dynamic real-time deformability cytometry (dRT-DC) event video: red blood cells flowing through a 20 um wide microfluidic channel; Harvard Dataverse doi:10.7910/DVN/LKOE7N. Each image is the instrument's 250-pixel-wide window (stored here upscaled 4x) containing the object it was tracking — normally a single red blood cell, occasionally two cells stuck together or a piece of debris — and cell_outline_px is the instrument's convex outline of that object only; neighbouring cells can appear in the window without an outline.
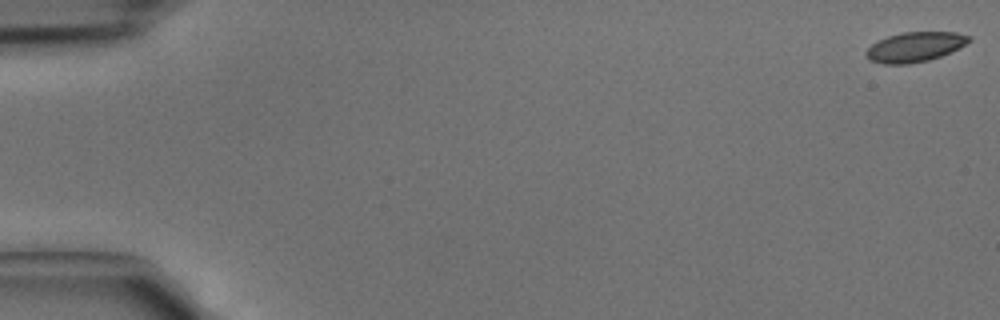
{"species": "common noctule bat (a hibernating species)", "species_latin": "Nyctalus noctula", "temperature_condition": "cold", "stored_images_in_passage": 4, "camera_frame_rate_fps": 3000, "um_per_image_px": 0.085, "animal": {"sex": "male", "body_mass_g": 15.6}, "frame": {"image": 1, "passage_image": 1, "time_ms": 0.0, "image_size_px": [1000, 320], "cell_outline_px": [[972, 40], [940, 56], [928, 60], [908, 64], [884, 64], [868, 60], [864, 52], [872, 44], [888, 36], [904, 32], [956, 32], [972, 36]], "centroid_in_image_um": [77.74, 3.99], "position_along_channel_um": 7.3, "area_um2": 17.69}}